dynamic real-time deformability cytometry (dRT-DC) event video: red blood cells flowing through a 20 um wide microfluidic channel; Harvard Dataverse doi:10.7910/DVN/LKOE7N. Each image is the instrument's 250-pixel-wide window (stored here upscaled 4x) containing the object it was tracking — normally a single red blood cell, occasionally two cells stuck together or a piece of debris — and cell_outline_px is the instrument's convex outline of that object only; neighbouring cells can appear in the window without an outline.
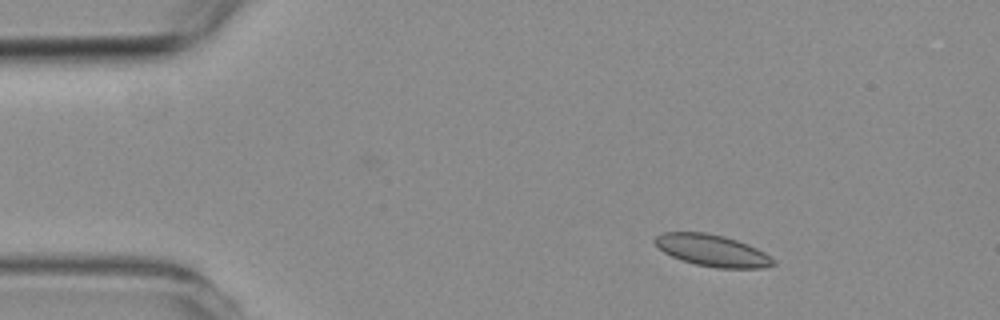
{"species": "common noctule bat (a hibernating species)", "species_latin": "Nyctalus noctula", "temperature_condition": "room temperature", "stored_images_in_passage": 4, "camera_frame_rate_fps": 3000, "um_per_image_px": 0.085, "animal": {"sex": "female", "body_mass_g": 19.3, "forearm_length_mm": 54.1}, "frame": {"image": 1, "passage_image": 1, "time_ms": 0.0, "image_size_px": [1000, 320], "cell_outline_px": [[776, 264], [764, 268], [716, 268], [696, 264], [680, 260], [656, 248], [652, 240], [656, 236], [664, 232], [704, 232], [724, 236], [748, 244], [764, 252]], "centroid_in_image_um": [60.48, 21.29], "position_along_channel_um": 24.5, "area_um2": 21.91}}